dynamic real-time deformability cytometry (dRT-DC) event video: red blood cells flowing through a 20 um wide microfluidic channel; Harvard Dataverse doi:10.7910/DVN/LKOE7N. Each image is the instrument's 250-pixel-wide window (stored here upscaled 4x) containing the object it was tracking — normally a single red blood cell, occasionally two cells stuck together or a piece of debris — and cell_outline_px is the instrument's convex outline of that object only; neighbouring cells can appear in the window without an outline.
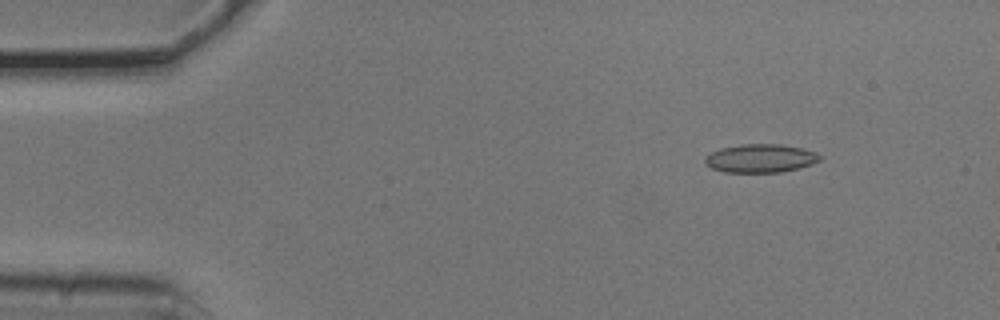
{"species": "common noctule bat (a hibernating species)", "species_latin": "Nyctalus noctula", "temperature_condition": "cold", "stored_images_in_passage": 4, "camera_frame_rate_fps": 3000, "um_per_image_px": 0.085, "animal": {"sex": "male", "body_mass_g": 20.5, "forearm_length_mm": 52.5}, "frame": {"image": 1, "passage_image": 2, "time_ms": 0.333, "image_size_px": [1000, 320], "cell_outline_px": [[820, 160], [812, 164], [800, 168], [780, 172], [724, 172], [712, 168], [704, 164], [704, 156], [720, 148], [740, 144], [780, 144], [800, 148], [816, 152], [820, 156]], "centroid_in_image_um": [64.61, 13.46], "position_along_channel_um": 20.4, "area_um2": 19.07}}
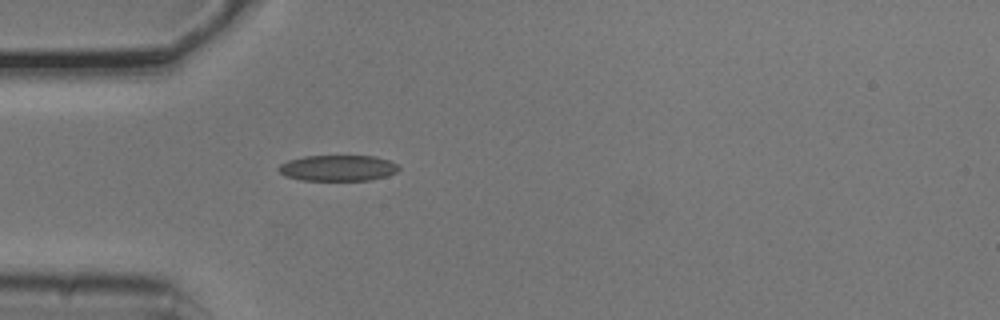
{"frame": {"image": 2, "passage_image": 4, "time_ms": 1.0, "image_size_px": [1000, 320], "cell_outline_px": [[400, 168], [396, 172], [388, 176], [368, 180], [300, 180], [284, 176], [276, 168], [280, 164], [288, 160], [304, 156], [376, 156], [388, 160], [396, 164]], "centroid_in_image_um": [28.69, 14.28], "position_along_channel_um": 56.3, "area_um2": 18.21}}